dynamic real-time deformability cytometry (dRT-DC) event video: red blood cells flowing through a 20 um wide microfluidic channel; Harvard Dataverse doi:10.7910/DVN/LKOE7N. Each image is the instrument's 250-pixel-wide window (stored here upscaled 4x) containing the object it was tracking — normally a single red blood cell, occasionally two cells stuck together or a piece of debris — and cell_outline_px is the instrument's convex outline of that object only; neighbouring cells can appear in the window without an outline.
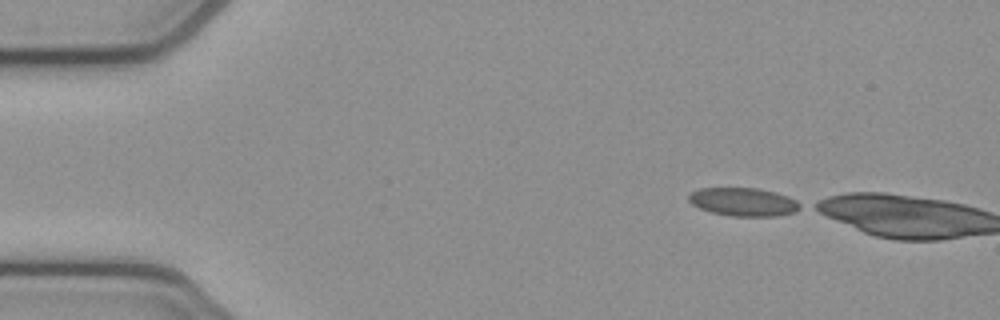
{"species": "common noctule bat (a hibernating species)", "species_latin": "Nyctalus noctula", "temperature_condition": "cold", "stored_images_in_passage": 3, "camera_frame_rate_fps": 3000, "um_per_image_px": 0.085, "animal": {"sex": "female", "body_mass_g": 21.9}, "frame": {"image": 1, "passage_image": 1, "time_ms": 0.0, "image_size_px": [1000, 320], "cell_outline_px": [[804, 208], [796, 212], [776, 216], [732, 216], [712, 212], [700, 208], [692, 204], [688, 200], [688, 196], [692, 192], [700, 188], [756, 188], [776, 192], [788, 196], [804, 204]], "centroid_in_image_um": [63.27, 17.16], "position_along_channel_um": 21.7, "area_um2": 18.55}}